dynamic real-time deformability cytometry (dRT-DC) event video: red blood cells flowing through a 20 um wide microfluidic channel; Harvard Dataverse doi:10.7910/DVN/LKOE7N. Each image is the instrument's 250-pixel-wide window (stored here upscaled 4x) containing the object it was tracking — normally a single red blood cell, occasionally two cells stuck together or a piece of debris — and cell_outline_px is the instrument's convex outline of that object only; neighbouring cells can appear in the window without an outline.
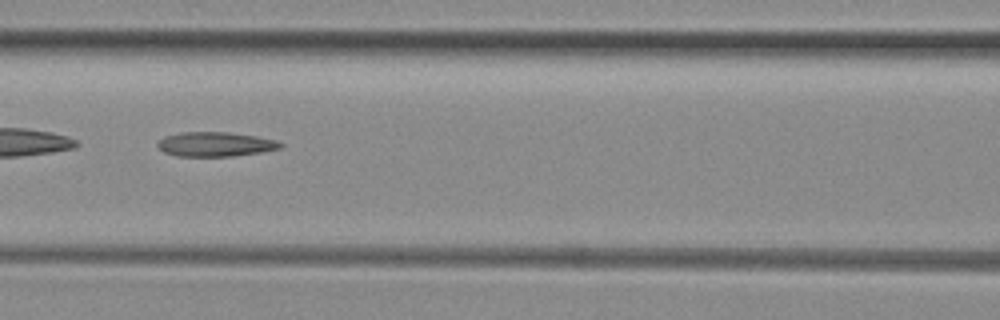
{"species": "common noctule bat (a hibernating species)", "species_latin": "Nyctalus noctula", "temperature_condition": "room temperature", "stored_images_in_passage": 50, "camera_frame_rate_fps": 3000, "um_per_image_px": 0.085, "animal": {"sex": "female", "body_mass_g": 29.2, "forearm_length_mm": 56.3}, "frame": {"image": 1, "passage_image": 22, "time_ms": 7.0, "image_size_px": [1000, 320], "cell_outline_px": [[284, 144], [280, 148], [260, 152], [232, 156], [176, 156], [164, 152], [156, 144], [164, 136], [180, 132], [228, 132], [256, 136], [276, 140]], "centroid_in_image_um": [18.29, 12.25], "position_along_channel_um": 148.3, "area_um2": 17.46}}